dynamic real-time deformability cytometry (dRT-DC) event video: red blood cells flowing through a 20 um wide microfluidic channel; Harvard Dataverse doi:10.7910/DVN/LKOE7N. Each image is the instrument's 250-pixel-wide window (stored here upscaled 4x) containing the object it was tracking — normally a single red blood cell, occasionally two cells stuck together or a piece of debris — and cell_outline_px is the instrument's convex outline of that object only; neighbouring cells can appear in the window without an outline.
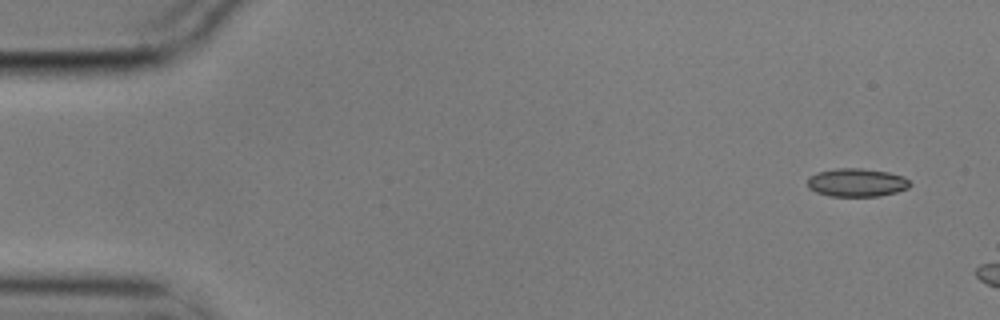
{"species": "common noctule bat (a hibernating species)", "species_latin": "Nyctalus noctula", "temperature_condition": "cold", "stored_images_in_passage": 5, "camera_frame_rate_fps": 3000, "um_per_image_px": 0.085, "animal": {"sex": "male", "body_mass_g": 17.9}, "frame": {"image": 1, "passage_image": 1, "time_ms": 0.0, "image_size_px": [1000, 320], "cell_outline_px": [[912, 184], [908, 188], [896, 192], [880, 196], [828, 196], [816, 192], [808, 188], [808, 176], [816, 172], [836, 168], [860, 168], [888, 172], [904, 176]], "centroid_in_image_um": [72.8, 15.51], "position_along_channel_um": 12.2, "area_um2": 17.05}}